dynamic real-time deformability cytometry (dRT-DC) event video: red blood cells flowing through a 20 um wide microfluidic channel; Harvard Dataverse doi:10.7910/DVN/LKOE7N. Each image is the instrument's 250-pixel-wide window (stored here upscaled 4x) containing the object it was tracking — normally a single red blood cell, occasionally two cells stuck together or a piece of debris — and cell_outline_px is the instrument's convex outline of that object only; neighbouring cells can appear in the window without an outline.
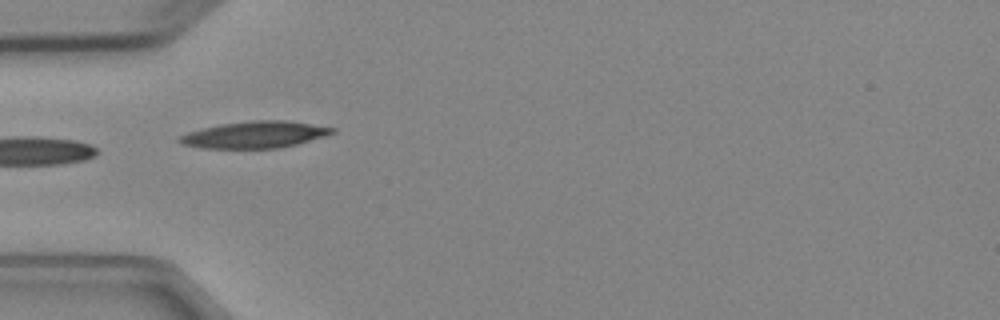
{"species": "Egyptian fruit bat (a non-hibernating species)", "species_latin": "Rousettus aegyptiacus", "temperature_condition": "cold", "stored_images_in_passage": 7, "camera_frame_rate_fps": 3000, "um_per_image_px": 0.085, "animal": {"sex": "female"}, "frame": {"image": 1, "passage_image": 5, "time_ms": 4.667, "image_size_px": [1000, 320], "cell_outline_px": [[336, 132], [324, 136], [296, 144], [280, 148], [200, 148], [184, 144], [176, 140], [180, 136], [188, 132], [220, 124], [252, 120], [284, 120], [336, 128]], "centroid_in_image_um": [21.65, 11.44], "position_along_channel_um": 63.3, "area_um2": 23.58}}
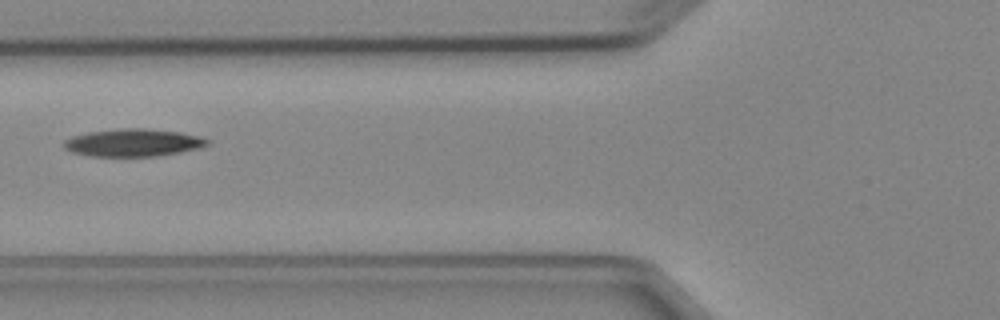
{"frame": {"image": 2, "passage_image": 6, "time_ms": 6.0, "image_size_px": [1000, 320], "cell_outline_px": [[208, 144], [196, 148], [180, 152], [156, 156], [88, 156], [72, 152], [64, 148], [64, 140], [72, 136], [88, 132], [120, 128], [144, 128], [180, 132], [200, 136], [208, 140]], "centroid_in_image_um": [11.27, 12.12], "position_along_channel_um": 114.5, "area_um2": 22.95}}